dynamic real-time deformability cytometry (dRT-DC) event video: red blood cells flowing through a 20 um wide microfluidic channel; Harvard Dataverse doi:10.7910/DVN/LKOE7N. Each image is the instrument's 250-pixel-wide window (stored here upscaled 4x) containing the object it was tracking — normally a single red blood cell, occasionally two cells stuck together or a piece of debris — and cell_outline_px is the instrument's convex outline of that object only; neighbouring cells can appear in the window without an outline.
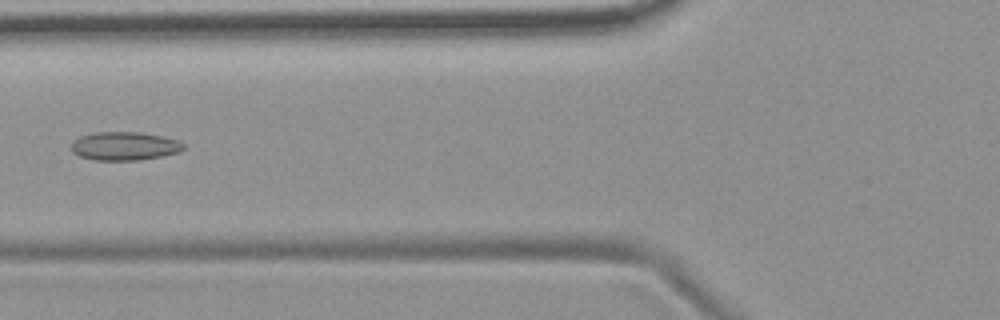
{"species": "common noctule bat (a hibernating species)", "species_latin": "Nyctalus noctula", "temperature_condition": "room temperature", "stored_images_in_passage": 8, "camera_frame_rate_fps": 3000, "um_per_image_px": 0.085, "animal": {"sex": "female", "body_mass_g": 19.9}, "frame": {"image": 1, "passage_image": 6, "time_ms": 6.667, "image_size_px": [1000, 320], "cell_outline_px": [[184, 148], [180, 152], [164, 156], [140, 160], [92, 160], [80, 156], [72, 152], [72, 144], [80, 136], [92, 132], [140, 132], [160, 136], [176, 140], [184, 144]], "centroid_in_image_um": [10.59, 12.42], "position_along_channel_um": 115.2, "area_um2": 18.61}}
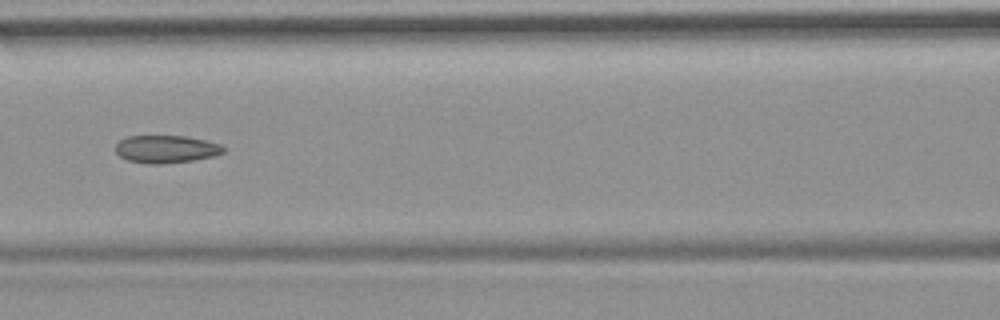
{"frame": {"image": 2, "passage_image": 7, "time_ms": 7.667, "image_size_px": [1000, 320], "cell_outline_px": [[224, 152], [216, 156], [192, 160], [160, 164], [148, 164], [128, 160], [120, 156], [116, 152], [116, 144], [120, 140], [128, 136], [184, 136], [204, 140], [220, 144], [224, 148]], "centroid_in_image_um": [14.12, 12.68], "position_along_channel_um": 152.5, "area_um2": 17.28}}
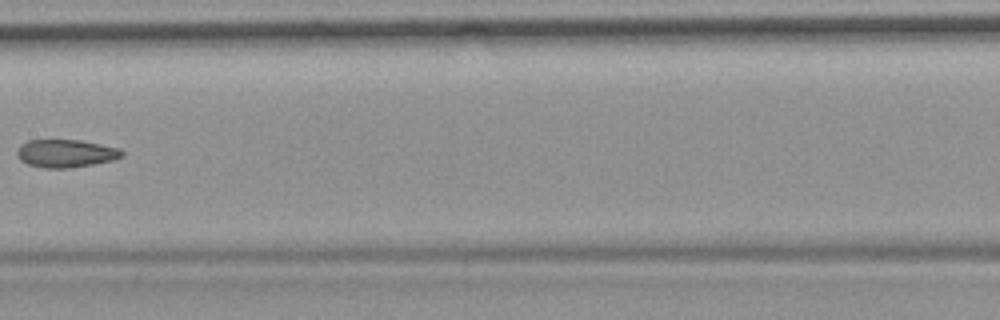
{"frame": {"image": 3, "passage_image": 8, "time_ms": 9.0, "image_size_px": [1000, 320], "cell_outline_px": [[124, 156], [112, 160], [92, 164], [68, 168], [44, 168], [28, 164], [20, 160], [16, 152], [20, 144], [28, 140], [80, 140], [120, 148], [124, 152]], "centroid_in_image_um": [5.59, 13.03], "position_along_channel_um": 201.8, "area_um2": 17.05}}